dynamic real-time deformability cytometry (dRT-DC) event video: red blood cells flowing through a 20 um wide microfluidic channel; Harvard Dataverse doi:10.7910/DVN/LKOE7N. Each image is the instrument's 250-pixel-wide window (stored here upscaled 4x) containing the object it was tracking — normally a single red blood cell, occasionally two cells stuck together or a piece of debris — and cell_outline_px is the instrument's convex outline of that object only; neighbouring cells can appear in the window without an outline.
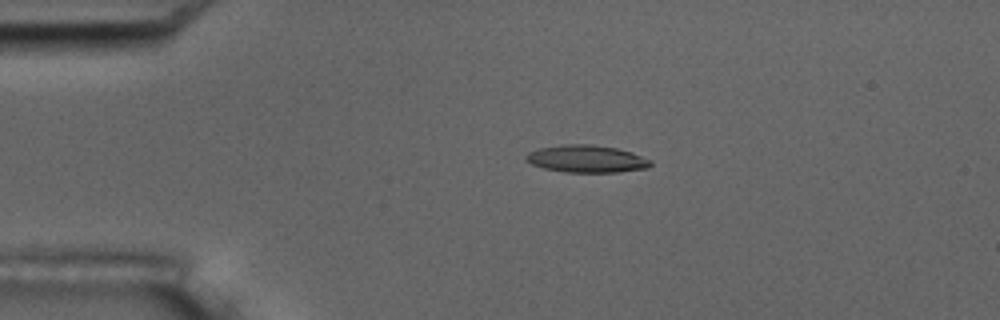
{"species": "common noctule bat (a hibernating species)", "species_latin": "Nyctalus noctula", "temperature_condition": "room temperature", "stored_images_in_passage": 4, "camera_frame_rate_fps": 3000, "um_per_image_px": 0.085, "animal": {"sex": "male", "body_mass_g": 17.5, "forearm_length_mm": 52.3}, "frame": {"image": 1, "passage_image": 3, "time_ms": 2.333, "image_size_px": [1000, 320], "cell_outline_px": [[652, 164], [648, 168], [620, 172], [564, 172], [544, 168], [532, 164], [524, 160], [524, 156], [528, 152], [540, 148], [564, 144], [592, 144], [616, 148], [632, 152], [652, 160]], "centroid_in_image_um": [49.86, 13.5], "position_along_channel_um": 35.1, "area_um2": 20.0}}